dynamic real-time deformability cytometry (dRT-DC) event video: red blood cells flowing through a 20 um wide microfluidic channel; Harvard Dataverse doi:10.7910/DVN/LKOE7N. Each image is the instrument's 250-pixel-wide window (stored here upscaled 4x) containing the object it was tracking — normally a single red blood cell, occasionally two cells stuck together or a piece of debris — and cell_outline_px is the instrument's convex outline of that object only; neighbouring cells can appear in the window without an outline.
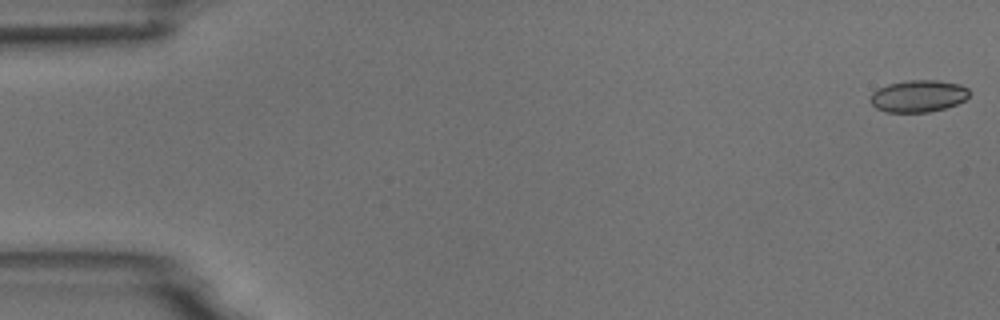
{"species": "common noctule bat (a hibernating species)", "species_latin": "Nyctalus noctula", "temperature_condition": "room temperature", "stored_images_in_passage": 5, "camera_frame_rate_fps": 3000, "um_per_image_px": 0.085, "animal": {"sex": "male", "body_mass_g": 18.8}, "frame": {"image": 1, "passage_image": 1, "time_ms": 0.0, "image_size_px": [1000, 320], "cell_outline_px": [[968, 96], [964, 100], [956, 104], [944, 108], [928, 112], [884, 112], [876, 108], [872, 104], [872, 92], [888, 84], [904, 80], [936, 80], [960, 84], [968, 88]], "centroid_in_image_um": [78.05, 8.16], "position_along_channel_um": 6.9, "area_um2": 18.32}}
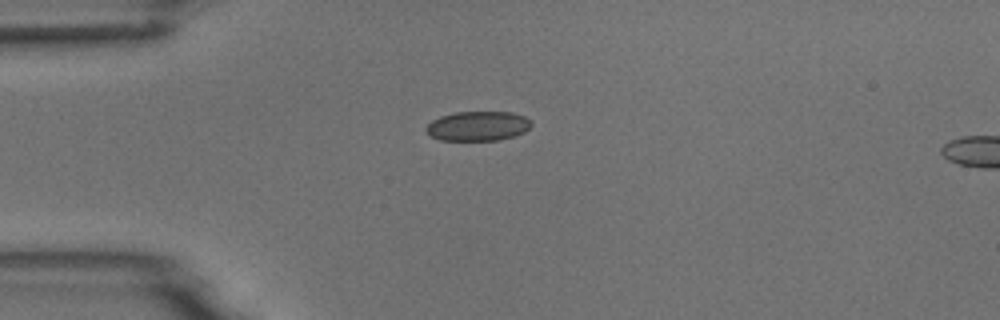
{"frame": {"image": 2, "passage_image": 4, "time_ms": 4.333, "image_size_px": [1000, 320], "cell_outline_px": [[532, 124], [524, 132], [500, 140], [440, 140], [424, 132], [424, 128], [432, 120], [440, 116], [456, 112], [512, 112], [524, 116], [532, 120]], "centroid_in_image_um": [40.6, 10.71], "position_along_channel_um": 44.4, "area_um2": 18.21}}